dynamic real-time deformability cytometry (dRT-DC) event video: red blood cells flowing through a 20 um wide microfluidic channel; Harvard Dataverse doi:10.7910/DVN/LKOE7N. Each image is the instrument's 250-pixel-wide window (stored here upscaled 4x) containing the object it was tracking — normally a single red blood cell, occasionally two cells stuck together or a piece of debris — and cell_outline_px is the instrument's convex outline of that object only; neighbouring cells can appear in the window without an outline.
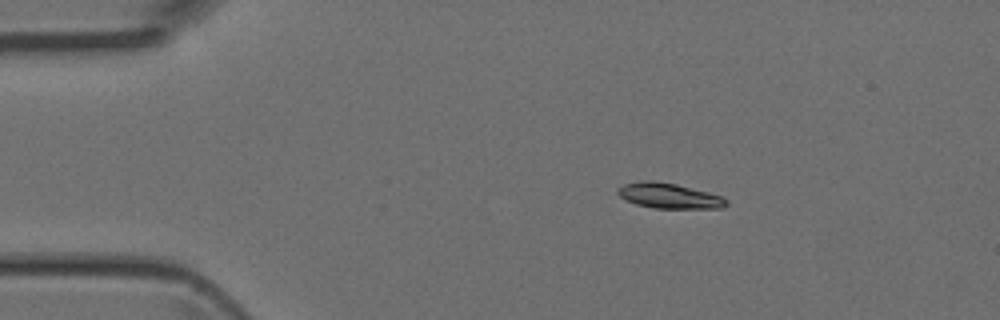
{"species": "Egyptian fruit bat (a non-hibernating species)", "species_latin": "Rousettus aegyptiacus", "temperature_condition": "room temperature", "stored_images_in_passage": 4, "camera_frame_rate_fps": 3000, "um_per_image_px": 0.085, "animal": {"sex": "female"}, "frame": {"image": 1, "passage_image": 1, "time_ms": 0.0, "image_size_px": [1000, 320], "cell_outline_px": [[728, 204], [724, 208], [652, 208], [636, 204], [620, 196], [616, 192], [624, 184], [644, 180], [652, 180], [676, 184], [724, 196], [728, 200]], "centroid_in_image_um": [56.93, 16.64], "position_along_channel_um": 28.1, "area_um2": 15.95}}
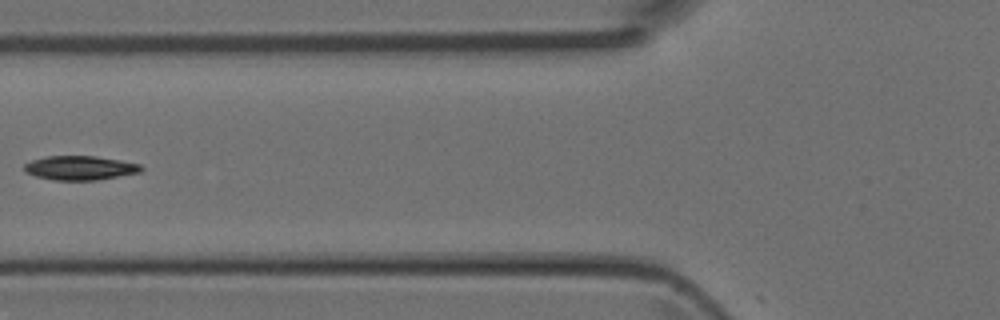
{"frame": {"image": 2, "passage_image": 4, "time_ms": 1.0, "image_size_px": [1000, 320], "cell_outline_px": [[144, 168], [140, 172], [96, 180], [52, 180], [36, 176], [24, 172], [24, 164], [32, 160], [44, 156], [92, 156], [120, 160], [140, 164]], "centroid_in_image_um": [6.77, 14.27], "position_along_channel_um": 119.0, "area_um2": 16.42}}